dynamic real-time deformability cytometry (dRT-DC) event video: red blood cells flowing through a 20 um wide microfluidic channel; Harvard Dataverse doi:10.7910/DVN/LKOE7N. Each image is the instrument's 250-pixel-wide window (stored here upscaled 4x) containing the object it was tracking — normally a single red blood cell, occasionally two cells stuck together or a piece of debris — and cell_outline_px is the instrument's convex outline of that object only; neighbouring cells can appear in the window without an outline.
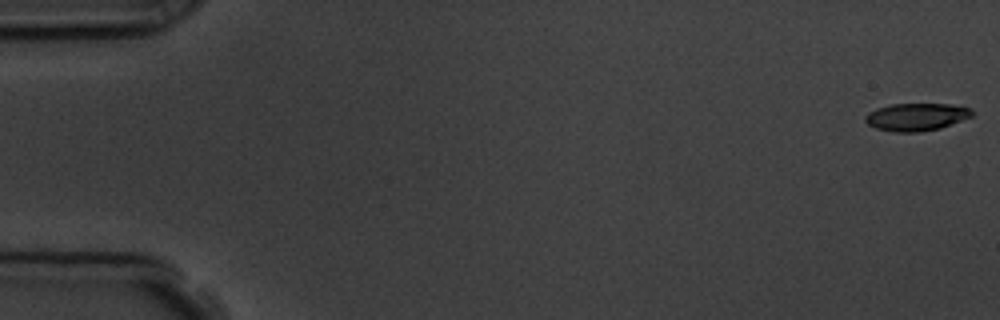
{"species": "common noctule bat (a hibernating species)", "species_latin": "Nyctalus noctula", "temperature_condition": "room temperature", "stored_images_in_passage": 5, "camera_frame_rate_fps": 3000, "um_per_image_px": 0.085, "animal": {"sex": "male", "body_mass_g": 19.5, "forearm_length_mm": 54.6}, "frame": {"image": 1, "passage_image": 1, "time_ms": 0.0, "image_size_px": [1000, 320], "cell_outline_px": [[972, 116], [940, 128], [920, 132], [892, 132], [876, 128], [868, 124], [864, 120], [864, 116], [868, 112], [876, 108], [892, 104], [948, 104], [972, 108]], "centroid_in_image_um": [77.85, 9.94], "position_along_channel_um": 7.1, "area_um2": 17.17}}
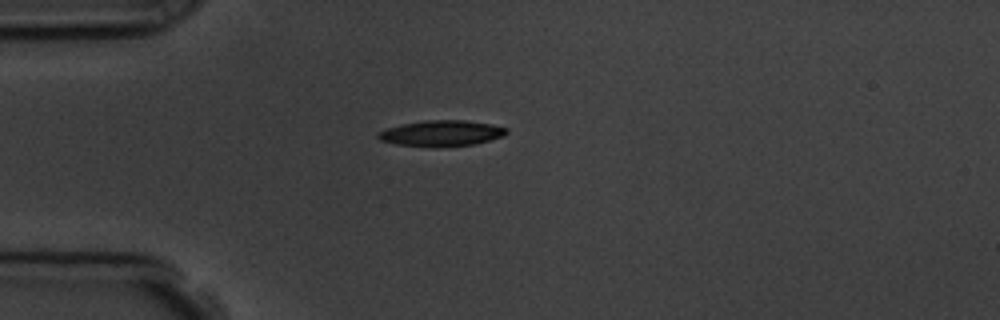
{"frame": {"image": 2, "passage_image": 5, "time_ms": 4.667, "image_size_px": [1000, 320], "cell_outline_px": [[508, 132], [504, 136], [476, 144], [396, 144], [380, 140], [376, 136], [376, 132], [388, 128], [404, 124], [428, 120], [464, 120], [492, 124], [508, 128]], "centroid_in_image_um": [37.57, 11.28], "position_along_channel_um": 47.4, "area_um2": 18.38}}